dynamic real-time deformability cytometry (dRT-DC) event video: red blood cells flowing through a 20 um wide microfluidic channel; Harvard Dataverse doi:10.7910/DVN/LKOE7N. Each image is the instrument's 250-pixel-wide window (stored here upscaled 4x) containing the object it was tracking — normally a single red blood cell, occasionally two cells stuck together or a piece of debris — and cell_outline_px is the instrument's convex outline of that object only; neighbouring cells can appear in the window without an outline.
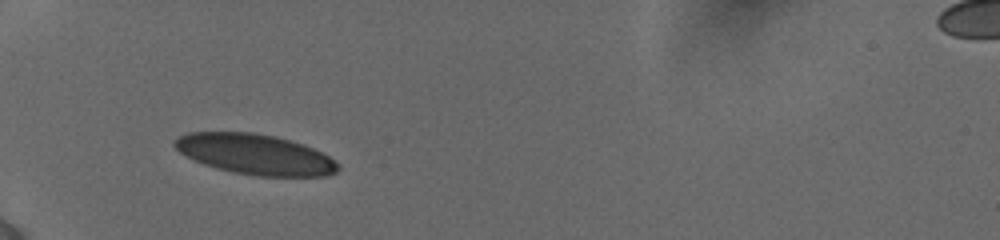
{"species": "human", "species_latin": "Homo sapiens", "temperature_condition": "cold", "stored_images_in_passage": 27, "camera_frame_rate_fps": 3000, "um_per_image_px": 0.085, "donor": {"sex": "female"}, "frame": {"image": 1, "passage_image": 1, "time_ms": 0.0, "image_size_px": [1000, 240], "cell_outline_px": [[340, 168], [336, 172], [328, 176], [256, 176], [232, 172], [216, 168], [204, 164], [180, 152], [172, 144], [172, 140], [188, 132], [252, 132], [276, 136], [304, 144], [328, 156], [340, 164]], "centroid_in_image_um": [21.7, 13.11], "position_along_channel_um": 63.3, "area_um2": 38.49}}
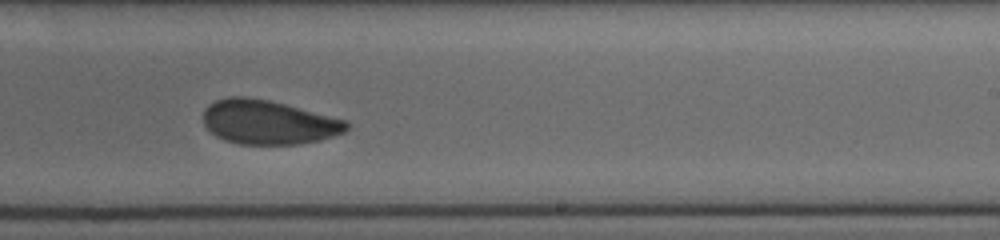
{"frame": {"image": 2, "passage_image": 15, "time_ms": 5.667, "image_size_px": [1000, 240], "cell_outline_px": [[348, 128], [344, 132], [320, 140], [296, 144], [240, 144], [224, 140], [216, 136], [204, 124], [204, 108], [208, 104], [216, 100], [228, 96], [244, 96], [268, 100], [348, 120]], "centroid_in_image_um": [22.79, 10.38], "position_along_channel_um": 266.2, "area_um2": 36.76}}
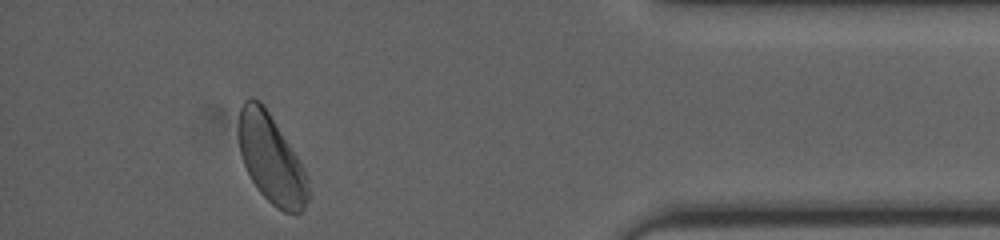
{"frame": {"image": 3, "passage_image": 25, "time_ms": 10.333, "image_size_px": [1000, 240], "cell_outline_px": [[308, 200], [304, 208], [296, 216], [284, 212], [272, 204], [260, 192], [252, 180], [244, 164], [240, 152], [240, 108], [244, 100], [248, 96], [252, 96], [260, 100], [264, 104], [304, 168], [308, 176]], "centroid_in_image_um": [23.07, 13.52], "position_along_channel_um": 412.1, "area_um2": 35.66}, "authors_computed_cell_mechanics": {"area_um2": 37.9168, "velocity_mm_per_s": 3.8431, "shape_relaxation_time_tau1_ms": 5.8703, "shape_relaxation_time_tau2_ms": 1.5303, "deformation_change_tau1": 0.1191, "deformation_change_tau2": 0.0677}}